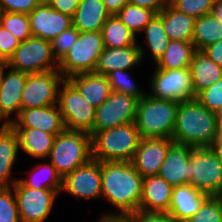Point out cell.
Returning <instances> with one entry per match:
<instances>
[{"label":"cell","instance_id":"1","mask_svg":"<svg viewBox=\"0 0 222 222\" xmlns=\"http://www.w3.org/2000/svg\"><path fill=\"white\" fill-rule=\"evenodd\" d=\"M142 187L143 177L131 162H101V197L119 209V213L105 215H132L138 212Z\"/></svg>","mask_w":222,"mask_h":222},{"label":"cell","instance_id":"2","mask_svg":"<svg viewBox=\"0 0 222 222\" xmlns=\"http://www.w3.org/2000/svg\"><path fill=\"white\" fill-rule=\"evenodd\" d=\"M218 131L215 112L195 98L179 102L171 139L193 148L211 147Z\"/></svg>","mask_w":222,"mask_h":222},{"label":"cell","instance_id":"3","mask_svg":"<svg viewBox=\"0 0 222 222\" xmlns=\"http://www.w3.org/2000/svg\"><path fill=\"white\" fill-rule=\"evenodd\" d=\"M141 139L135 122L101 130L91 137L92 158L99 162H131Z\"/></svg>","mask_w":222,"mask_h":222},{"label":"cell","instance_id":"4","mask_svg":"<svg viewBox=\"0 0 222 222\" xmlns=\"http://www.w3.org/2000/svg\"><path fill=\"white\" fill-rule=\"evenodd\" d=\"M179 102L146 95L138 100L135 124L141 138L171 139Z\"/></svg>","mask_w":222,"mask_h":222},{"label":"cell","instance_id":"5","mask_svg":"<svg viewBox=\"0 0 222 222\" xmlns=\"http://www.w3.org/2000/svg\"><path fill=\"white\" fill-rule=\"evenodd\" d=\"M49 158L63 178L92 159L91 135L64 129L56 135Z\"/></svg>","mask_w":222,"mask_h":222},{"label":"cell","instance_id":"6","mask_svg":"<svg viewBox=\"0 0 222 222\" xmlns=\"http://www.w3.org/2000/svg\"><path fill=\"white\" fill-rule=\"evenodd\" d=\"M104 49L101 31L79 32L77 41L58 62L64 79L81 73L94 72Z\"/></svg>","mask_w":222,"mask_h":222},{"label":"cell","instance_id":"7","mask_svg":"<svg viewBox=\"0 0 222 222\" xmlns=\"http://www.w3.org/2000/svg\"><path fill=\"white\" fill-rule=\"evenodd\" d=\"M58 89L57 105L62 114L65 129L86 132L93 136L96 107L89 104L67 80Z\"/></svg>","mask_w":222,"mask_h":222},{"label":"cell","instance_id":"8","mask_svg":"<svg viewBox=\"0 0 222 222\" xmlns=\"http://www.w3.org/2000/svg\"><path fill=\"white\" fill-rule=\"evenodd\" d=\"M6 65L7 68L27 74L58 70V61L53 55L51 42L33 36L20 42Z\"/></svg>","mask_w":222,"mask_h":222},{"label":"cell","instance_id":"9","mask_svg":"<svg viewBox=\"0 0 222 222\" xmlns=\"http://www.w3.org/2000/svg\"><path fill=\"white\" fill-rule=\"evenodd\" d=\"M192 180L195 189L217 196L222 189V165L211 147L193 148L190 155Z\"/></svg>","mask_w":222,"mask_h":222},{"label":"cell","instance_id":"10","mask_svg":"<svg viewBox=\"0 0 222 222\" xmlns=\"http://www.w3.org/2000/svg\"><path fill=\"white\" fill-rule=\"evenodd\" d=\"M151 78L153 98L182 102L194 98L190 68L160 69L155 67Z\"/></svg>","mask_w":222,"mask_h":222},{"label":"cell","instance_id":"11","mask_svg":"<svg viewBox=\"0 0 222 222\" xmlns=\"http://www.w3.org/2000/svg\"><path fill=\"white\" fill-rule=\"evenodd\" d=\"M138 99L120 92L111 91L109 97L95 110L93 135L135 122Z\"/></svg>","mask_w":222,"mask_h":222},{"label":"cell","instance_id":"12","mask_svg":"<svg viewBox=\"0 0 222 222\" xmlns=\"http://www.w3.org/2000/svg\"><path fill=\"white\" fill-rule=\"evenodd\" d=\"M21 222H44L52 212L55 198L61 191L34 189L17 181L13 186Z\"/></svg>","mask_w":222,"mask_h":222},{"label":"cell","instance_id":"13","mask_svg":"<svg viewBox=\"0 0 222 222\" xmlns=\"http://www.w3.org/2000/svg\"><path fill=\"white\" fill-rule=\"evenodd\" d=\"M63 80L59 70L28 74L22 95V109L56 105L58 89Z\"/></svg>","mask_w":222,"mask_h":222},{"label":"cell","instance_id":"14","mask_svg":"<svg viewBox=\"0 0 222 222\" xmlns=\"http://www.w3.org/2000/svg\"><path fill=\"white\" fill-rule=\"evenodd\" d=\"M5 68L7 65L1 63L0 122L3 121L2 125H10L22 109V95L28 74L12 68L5 73ZM11 114H14L15 117L11 118Z\"/></svg>","mask_w":222,"mask_h":222},{"label":"cell","instance_id":"15","mask_svg":"<svg viewBox=\"0 0 222 222\" xmlns=\"http://www.w3.org/2000/svg\"><path fill=\"white\" fill-rule=\"evenodd\" d=\"M63 191L84 200L96 199L101 193V162L90 159L86 164L62 178Z\"/></svg>","mask_w":222,"mask_h":222},{"label":"cell","instance_id":"16","mask_svg":"<svg viewBox=\"0 0 222 222\" xmlns=\"http://www.w3.org/2000/svg\"><path fill=\"white\" fill-rule=\"evenodd\" d=\"M28 17L32 36L50 42L61 32L73 27L72 17L54 10L45 0Z\"/></svg>","mask_w":222,"mask_h":222},{"label":"cell","instance_id":"17","mask_svg":"<svg viewBox=\"0 0 222 222\" xmlns=\"http://www.w3.org/2000/svg\"><path fill=\"white\" fill-rule=\"evenodd\" d=\"M173 143L168 138H142L131 163L143 178L157 176Z\"/></svg>","mask_w":222,"mask_h":222},{"label":"cell","instance_id":"18","mask_svg":"<svg viewBox=\"0 0 222 222\" xmlns=\"http://www.w3.org/2000/svg\"><path fill=\"white\" fill-rule=\"evenodd\" d=\"M193 147L173 143L160 167L158 176L171 186L189 184L192 180L190 155Z\"/></svg>","mask_w":222,"mask_h":222},{"label":"cell","instance_id":"19","mask_svg":"<svg viewBox=\"0 0 222 222\" xmlns=\"http://www.w3.org/2000/svg\"><path fill=\"white\" fill-rule=\"evenodd\" d=\"M13 128H36L58 135L65 129L58 105L21 109L18 117L10 124Z\"/></svg>","mask_w":222,"mask_h":222},{"label":"cell","instance_id":"20","mask_svg":"<svg viewBox=\"0 0 222 222\" xmlns=\"http://www.w3.org/2000/svg\"><path fill=\"white\" fill-rule=\"evenodd\" d=\"M146 50L140 45H131L122 48L104 47L100 54L94 73L107 76L110 72L121 69L131 70L140 65Z\"/></svg>","mask_w":222,"mask_h":222},{"label":"cell","instance_id":"21","mask_svg":"<svg viewBox=\"0 0 222 222\" xmlns=\"http://www.w3.org/2000/svg\"><path fill=\"white\" fill-rule=\"evenodd\" d=\"M208 197L207 193L195 189L190 184L174 186L169 206L170 216L176 222H185L196 214Z\"/></svg>","mask_w":222,"mask_h":222},{"label":"cell","instance_id":"22","mask_svg":"<svg viewBox=\"0 0 222 222\" xmlns=\"http://www.w3.org/2000/svg\"><path fill=\"white\" fill-rule=\"evenodd\" d=\"M172 192L173 186L158 175L143 178L139 211L169 212Z\"/></svg>","mask_w":222,"mask_h":222},{"label":"cell","instance_id":"23","mask_svg":"<svg viewBox=\"0 0 222 222\" xmlns=\"http://www.w3.org/2000/svg\"><path fill=\"white\" fill-rule=\"evenodd\" d=\"M67 80L94 107L100 106L112 91L107 76L94 72L76 74Z\"/></svg>","mask_w":222,"mask_h":222},{"label":"cell","instance_id":"24","mask_svg":"<svg viewBox=\"0 0 222 222\" xmlns=\"http://www.w3.org/2000/svg\"><path fill=\"white\" fill-rule=\"evenodd\" d=\"M19 149V138L17 132L11 125H1L0 187H12L18 181L17 178H11V174L15 161L17 160Z\"/></svg>","mask_w":222,"mask_h":222},{"label":"cell","instance_id":"25","mask_svg":"<svg viewBox=\"0 0 222 222\" xmlns=\"http://www.w3.org/2000/svg\"><path fill=\"white\" fill-rule=\"evenodd\" d=\"M192 86L195 96L222 78V68L203 51L196 50L190 62Z\"/></svg>","mask_w":222,"mask_h":222},{"label":"cell","instance_id":"26","mask_svg":"<svg viewBox=\"0 0 222 222\" xmlns=\"http://www.w3.org/2000/svg\"><path fill=\"white\" fill-rule=\"evenodd\" d=\"M102 0H81L72 17L79 32L101 31L109 17Z\"/></svg>","mask_w":222,"mask_h":222},{"label":"cell","instance_id":"27","mask_svg":"<svg viewBox=\"0 0 222 222\" xmlns=\"http://www.w3.org/2000/svg\"><path fill=\"white\" fill-rule=\"evenodd\" d=\"M163 23V28L170 40L192 42L195 18L184 14L172 7L169 3L157 13Z\"/></svg>","mask_w":222,"mask_h":222},{"label":"cell","instance_id":"28","mask_svg":"<svg viewBox=\"0 0 222 222\" xmlns=\"http://www.w3.org/2000/svg\"><path fill=\"white\" fill-rule=\"evenodd\" d=\"M18 134L19 147L33 158H48L56 135L36 128H14Z\"/></svg>","mask_w":222,"mask_h":222},{"label":"cell","instance_id":"29","mask_svg":"<svg viewBox=\"0 0 222 222\" xmlns=\"http://www.w3.org/2000/svg\"><path fill=\"white\" fill-rule=\"evenodd\" d=\"M195 51L192 42L170 40L164 55L156 63V66L167 70L190 68Z\"/></svg>","mask_w":222,"mask_h":222},{"label":"cell","instance_id":"30","mask_svg":"<svg viewBox=\"0 0 222 222\" xmlns=\"http://www.w3.org/2000/svg\"><path fill=\"white\" fill-rule=\"evenodd\" d=\"M101 34L104 47L122 48L139 45L136 40V35L128 29L116 15L107 18V21L101 29Z\"/></svg>","mask_w":222,"mask_h":222},{"label":"cell","instance_id":"31","mask_svg":"<svg viewBox=\"0 0 222 222\" xmlns=\"http://www.w3.org/2000/svg\"><path fill=\"white\" fill-rule=\"evenodd\" d=\"M222 39V23L211 13L195 20L192 43L196 50L202 51Z\"/></svg>","mask_w":222,"mask_h":222},{"label":"cell","instance_id":"32","mask_svg":"<svg viewBox=\"0 0 222 222\" xmlns=\"http://www.w3.org/2000/svg\"><path fill=\"white\" fill-rule=\"evenodd\" d=\"M32 169L33 170L27 172L30 174L28 175L30 177L26 179L18 178V181L22 185L34 189H52L55 191H61L62 177L50 162L46 164H37L36 167Z\"/></svg>","mask_w":222,"mask_h":222},{"label":"cell","instance_id":"33","mask_svg":"<svg viewBox=\"0 0 222 222\" xmlns=\"http://www.w3.org/2000/svg\"><path fill=\"white\" fill-rule=\"evenodd\" d=\"M146 37V44L149 48L151 56L155 64L164 55L169 44V37L167 36L161 17L156 13L150 22L143 29Z\"/></svg>","mask_w":222,"mask_h":222},{"label":"cell","instance_id":"34","mask_svg":"<svg viewBox=\"0 0 222 222\" xmlns=\"http://www.w3.org/2000/svg\"><path fill=\"white\" fill-rule=\"evenodd\" d=\"M156 14L152 9H147L127 3L116 16L135 35L143 32L145 26Z\"/></svg>","mask_w":222,"mask_h":222},{"label":"cell","instance_id":"35","mask_svg":"<svg viewBox=\"0 0 222 222\" xmlns=\"http://www.w3.org/2000/svg\"><path fill=\"white\" fill-rule=\"evenodd\" d=\"M0 24L20 42L32 37L28 14L0 12Z\"/></svg>","mask_w":222,"mask_h":222},{"label":"cell","instance_id":"36","mask_svg":"<svg viewBox=\"0 0 222 222\" xmlns=\"http://www.w3.org/2000/svg\"><path fill=\"white\" fill-rule=\"evenodd\" d=\"M128 70H115L107 75L112 91L120 92L125 95L135 97L138 100L144 98L148 93L145 90L139 89L134 81L128 76Z\"/></svg>","mask_w":222,"mask_h":222},{"label":"cell","instance_id":"37","mask_svg":"<svg viewBox=\"0 0 222 222\" xmlns=\"http://www.w3.org/2000/svg\"><path fill=\"white\" fill-rule=\"evenodd\" d=\"M185 222H222V201L217 196H209Z\"/></svg>","mask_w":222,"mask_h":222},{"label":"cell","instance_id":"38","mask_svg":"<svg viewBox=\"0 0 222 222\" xmlns=\"http://www.w3.org/2000/svg\"><path fill=\"white\" fill-rule=\"evenodd\" d=\"M0 222H21L12 187H0Z\"/></svg>","mask_w":222,"mask_h":222},{"label":"cell","instance_id":"39","mask_svg":"<svg viewBox=\"0 0 222 222\" xmlns=\"http://www.w3.org/2000/svg\"><path fill=\"white\" fill-rule=\"evenodd\" d=\"M168 3L178 11L197 19L211 13L214 0H168Z\"/></svg>","mask_w":222,"mask_h":222},{"label":"cell","instance_id":"40","mask_svg":"<svg viewBox=\"0 0 222 222\" xmlns=\"http://www.w3.org/2000/svg\"><path fill=\"white\" fill-rule=\"evenodd\" d=\"M79 31L73 26L61 32L51 41V47L54 57L59 62L64 55L69 51L72 45L77 41Z\"/></svg>","mask_w":222,"mask_h":222},{"label":"cell","instance_id":"41","mask_svg":"<svg viewBox=\"0 0 222 222\" xmlns=\"http://www.w3.org/2000/svg\"><path fill=\"white\" fill-rule=\"evenodd\" d=\"M195 99L210 111L215 112L222 106V78L212 86L199 92Z\"/></svg>","mask_w":222,"mask_h":222},{"label":"cell","instance_id":"42","mask_svg":"<svg viewBox=\"0 0 222 222\" xmlns=\"http://www.w3.org/2000/svg\"><path fill=\"white\" fill-rule=\"evenodd\" d=\"M19 44L20 41L0 24V63L6 64Z\"/></svg>","mask_w":222,"mask_h":222},{"label":"cell","instance_id":"43","mask_svg":"<svg viewBox=\"0 0 222 222\" xmlns=\"http://www.w3.org/2000/svg\"><path fill=\"white\" fill-rule=\"evenodd\" d=\"M42 0H0V12L30 14Z\"/></svg>","mask_w":222,"mask_h":222},{"label":"cell","instance_id":"44","mask_svg":"<svg viewBox=\"0 0 222 222\" xmlns=\"http://www.w3.org/2000/svg\"><path fill=\"white\" fill-rule=\"evenodd\" d=\"M131 216L136 222H176L169 212L138 211Z\"/></svg>","mask_w":222,"mask_h":222},{"label":"cell","instance_id":"45","mask_svg":"<svg viewBox=\"0 0 222 222\" xmlns=\"http://www.w3.org/2000/svg\"><path fill=\"white\" fill-rule=\"evenodd\" d=\"M45 1L54 10H57L62 14L73 17L76 8L78 7V4L81 0H45Z\"/></svg>","mask_w":222,"mask_h":222},{"label":"cell","instance_id":"46","mask_svg":"<svg viewBox=\"0 0 222 222\" xmlns=\"http://www.w3.org/2000/svg\"><path fill=\"white\" fill-rule=\"evenodd\" d=\"M130 3L159 13L166 7L168 0H130Z\"/></svg>","mask_w":222,"mask_h":222},{"label":"cell","instance_id":"47","mask_svg":"<svg viewBox=\"0 0 222 222\" xmlns=\"http://www.w3.org/2000/svg\"><path fill=\"white\" fill-rule=\"evenodd\" d=\"M211 60L222 68V39L202 50Z\"/></svg>","mask_w":222,"mask_h":222},{"label":"cell","instance_id":"48","mask_svg":"<svg viewBox=\"0 0 222 222\" xmlns=\"http://www.w3.org/2000/svg\"><path fill=\"white\" fill-rule=\"evenodd\" d=\"M110 16L116 15L130 0H102Z\"/></svg>","mask_w":222,"mask_h":222},{"label":"cell","instance_id":"49","mask_svg":"<svg viewBox=\"0 0 222 222\" xmlns=\"http://www.w3.org/2000/svg\"><path fill=\"white\" fill-rule=\"evenodd\" d=\"M98 222H136L131 215H102Z\"/></svg>","mask_w":222,"mask_h":222},{"label":"cell","instance_id":"50","mask_svg":"<svg viewBox=\"0 0 222 222\" xmlns=\"http://www.w3.org/2000/svg\"><path fill=\"white\" fill-rule=\"evenodd\" d=\"M211 14L222 23V0H214Z\"/></svg>","mask_w":222,"mask_h":222},{"label":"cell","instance_id":"51","mask_svg":"<svg viewBox=\"0 0 222 222\" xmlns=\"http://www.w3.org/2000/svg\"><path fill=\"white\" fill-rule=\"evenodd\" d=\"M211 148L217 154V156L221 162V165H222V143H213Z\"/></svg>","mask_w":222,"mask_h":222},{"label":"cell","instance_id":"52","mask_svg":"<svg viewBox=\"0 0 222 222\" xmlns=\"http://www.w3.org/2000/svg\"><path fill=\"white\" fill-rule=\"evenodd\" d=\"M215 117L218 127H222V106L215 111Z\"/></svg>","mask_w":222,"mask_h":222},{"label":"cell","instance_id":"53","mask_svg":"<svg viewBox=\"0 0 222 222\" xmlns=\"http://www.w3.org/2000/svg\"><path fill=\"white\" fill-rule=\"evenodd\" d=\"M213 143H222V127H218Z\"/></svg>","mask_w":222,"mask_h":222},{"label":"cell","instance_id":"54","mask_svg":"<svg viewBox=\"0 0 222 222\" xmlns=\"http://www.w3.org/2000/svg\"><path fill=\"white\" fill-rule=\"evenodd\" d=\"M217 197L222 201V189H221V191L219 192V194L217 195Z\"/></svg>","mask_w":222,"mask_h":222}]
</instances>
